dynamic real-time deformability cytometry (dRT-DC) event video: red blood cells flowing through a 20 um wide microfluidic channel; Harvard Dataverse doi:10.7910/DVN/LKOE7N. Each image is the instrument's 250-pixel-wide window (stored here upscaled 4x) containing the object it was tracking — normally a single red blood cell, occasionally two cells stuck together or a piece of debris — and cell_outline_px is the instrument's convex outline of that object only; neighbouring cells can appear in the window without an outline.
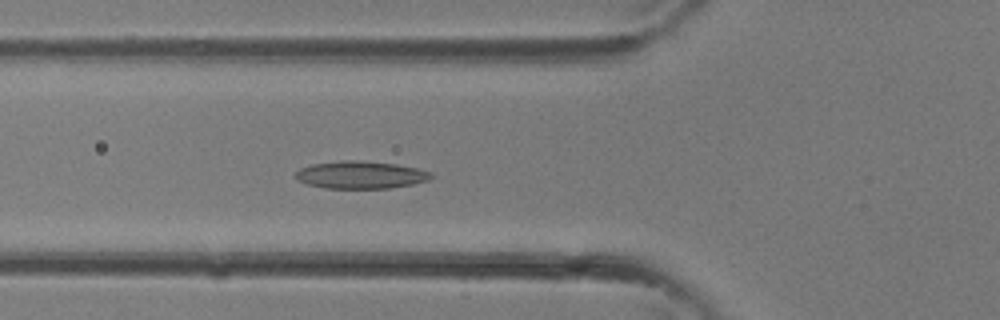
{"species": "common noctule bat (a hibernating species)", "species_latin": "Nyctalus noctula", "temperature_condition": "room temperature", "stored_images_in_passage": 31, "camera_frame_rate_fps": 3000, "um_per_image_px": 0.085, "animal": {"sex": "female"}, "frame": {"image": 1, "passage_image": 8, "time_ms": 2.333, "image_size_px": [1000, 320], "cell_outline_px": [[436, 176], [428, 180], [412, 184], [388, 188], [328, 188], [308, 184], [296, 180], [296, 172], [300, 168], [312, 164], [340, 160], [352, 160], [396, 164], [416, 168], [432, 172]], "centroid_in_image_um": [30.67, 14.86], "position_along_channel_um": 95.1, "area_um2": 21.62}}
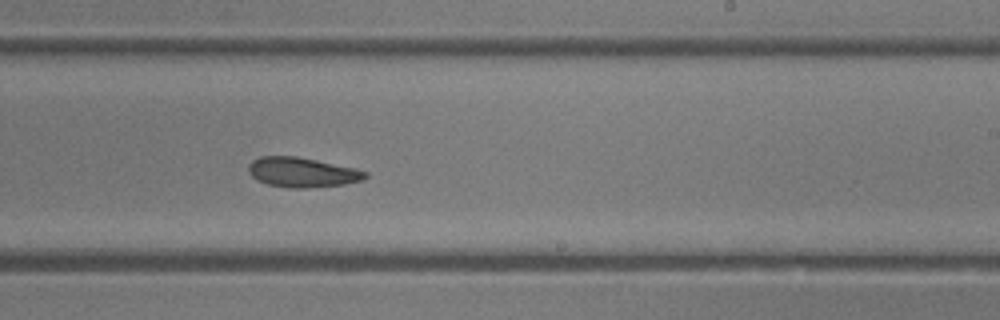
{"frame": {"image": 2, "passage_image": 17, "time_ms": 5.333, "image_size_px": [1000, 320], "cell_outline_px": [[368, 176], [364, 180], [344, 184], [308, 188], [288, 188], [268, 184], [256, 180], [248, 172], [248, 164], [252, 160], [260, 156], [296, 156], [316, 160], [352, 168], [368, 172]], "centroid_in_image_um": [25.65, 14.65], "position_along_channel_um": 263.3, "area_um2": 20.29}}
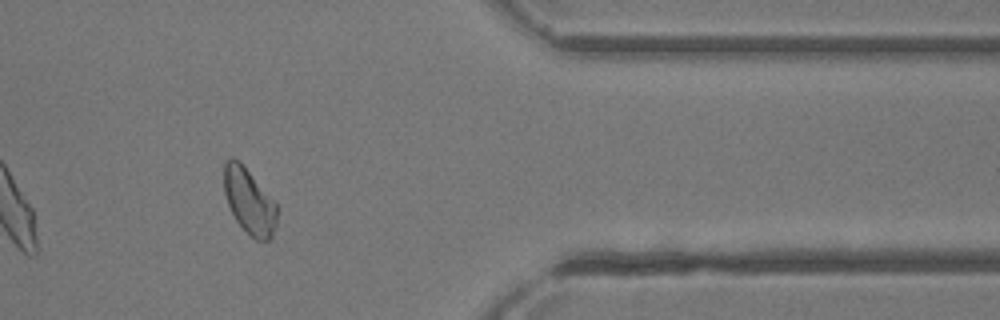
{"frame": {"image": 3, "passage_image": 25, "time_ms": 8.0, "image_size_px": [1000, 320], "cell_outline_px": [[276, 228], [272, 236], [268, 240], [256, 240], [236, 220], [228, 204], [224, 192], [224, 164], [232, 156], [240, 160], [276, 204]], "centroid_in_image_um": [21.17, 17.07], "position_along_channel_um": 390.2, "area_um2": 19.88}}